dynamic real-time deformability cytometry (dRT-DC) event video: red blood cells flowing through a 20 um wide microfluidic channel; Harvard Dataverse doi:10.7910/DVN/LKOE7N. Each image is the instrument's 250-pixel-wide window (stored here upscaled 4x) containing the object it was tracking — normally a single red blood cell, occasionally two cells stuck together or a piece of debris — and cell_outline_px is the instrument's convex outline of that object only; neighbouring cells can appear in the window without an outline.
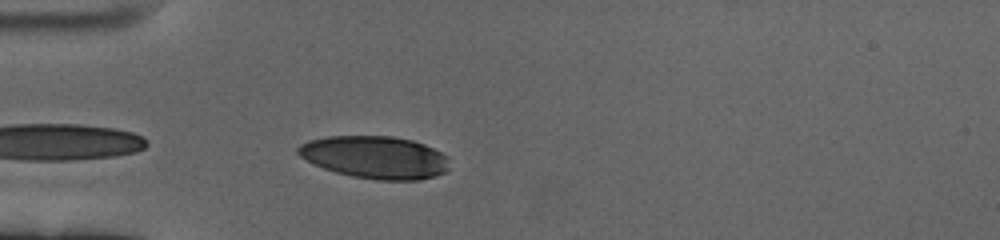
{"species": "human", "species_latin": "Homo sapiens", "temperature_condition": "cold", "stored_images_in_passage": 18, "camera_frame_rate_fps": 3000, "um_per_image_px": 0.085, "donor": {"sex": "female"}, "frame": {"image": 1, "passage_image": 2, "time_ms": 0.333, "image_size_px": [1000, 240], "cell_outline_px": [[448, 168], [444, 172], [436, 176], [420, 180], [376, 180], [352, 176], [336, 172], [324, 168], [300, 156], [296, 152], [296, 148], [300, 144], [308, 140], [328, 136], [392, 136], [412, 140], [424, 144], [448, 156]], "centroid_in_image_um": [31.89, 13.36], "position_along_channel_um": 53.1, "area_um2": 37.51}}
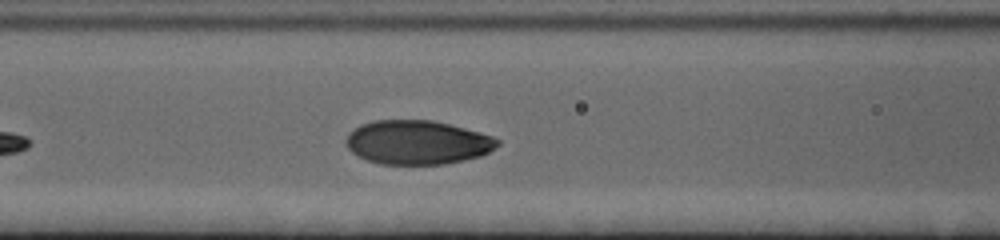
{"frame": {"image": 2, "passage_image": 10, "time_ms": 3.0, "image_size_px": [1000, 240], "cell_outline_px": [[500, 144], [488, 152], [480, 156], [464, 160], [444, 164], [380, 164], [368, 160], [352, 152], [348, 148], [344, 140], [348, 132], [360, 124], [376, 120], [432, 120], [480, 132], [492, 136], [500, 140]], "centroid_in_image_um": [35.46, 12.1], "position_along_channel_um": 131.1, "area_um2": 38.84}}
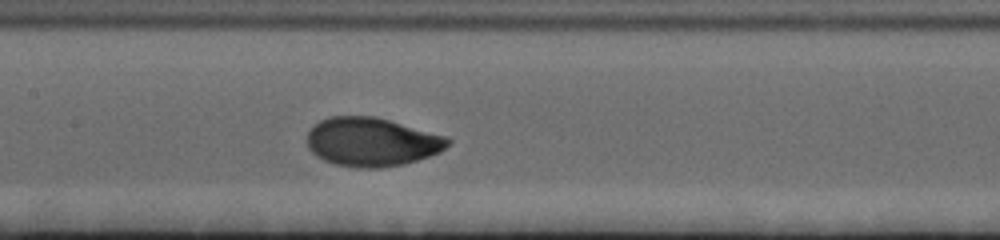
{"frame": {"image": 3, "passage_image": 14, "time_ms": 4.333, "image_size_px": [1000, 240], "cell_outline_px": [[452, 140], [440, 152], [404, 164], [380, 168], [356, 168], [336, 164], [324, 160], [316, 156], [308, 148], [308, 132], [320, 120], [328, 116], [376, 116], [444, 136]], "centroid_in_image_um": [31.57, 12.06], "position_along_channel_um": 175.8, "area_um2": 39.77}}